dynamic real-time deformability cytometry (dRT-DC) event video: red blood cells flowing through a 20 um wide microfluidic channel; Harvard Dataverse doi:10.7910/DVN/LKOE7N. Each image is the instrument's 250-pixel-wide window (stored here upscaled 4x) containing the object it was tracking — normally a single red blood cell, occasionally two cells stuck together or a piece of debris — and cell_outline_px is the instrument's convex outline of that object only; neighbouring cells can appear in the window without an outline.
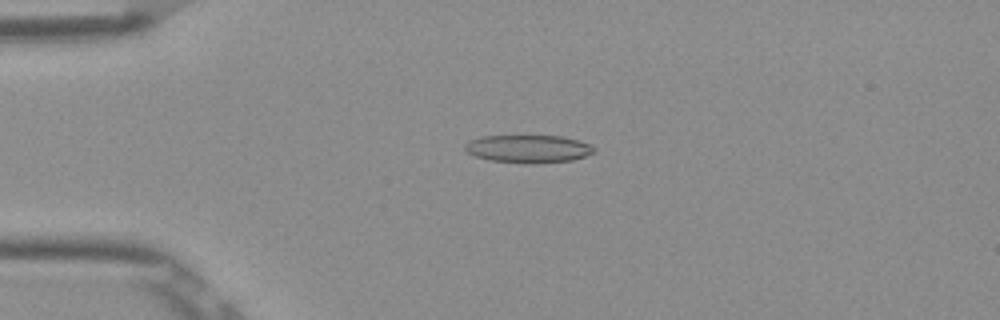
{"species": "Egyptian fruit bat (a non-hibernating species)", "species_latin": "Rousettus aegyptiacus", "temperature_condition": "room temperature", "stored_images_in_passage": 52, "camera_frame_rate_fps": 3000, "um_per_image_px": 0.085, "frame": {"image": 1, "passage_image": 12, "time_ms": 3.667, "image_size_px": [1000, 320], "cell_outline_px": [[596, 152], [572, 160], [492, 160], [476, 156], [468, 152], [464, 148], [464, 144], [468, 140], [480, 136], [564, 136], [580, 140], [596, 148]], "centroid_in_image_um": [44.9, 12.58], "position_along_channel_um": 40.1, "area_um2": 19.83}}
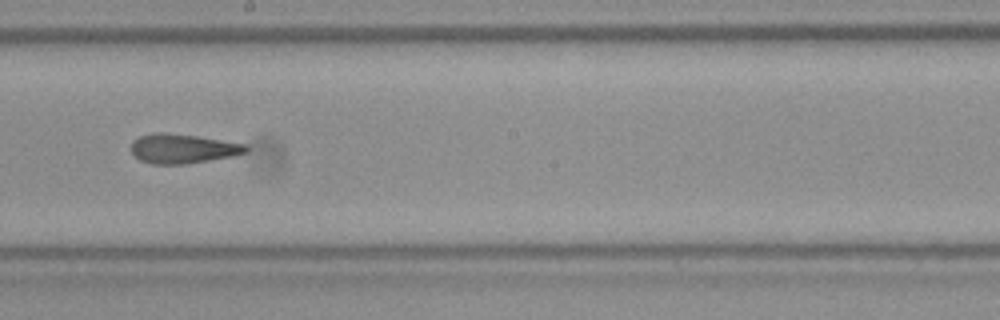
{"frame": {"image": 2, "passage_image": 29, "time_ms": 9.333, "image_size_px": [1000, 320], "cell_outline_px": [[248, 152], [236, 156], [184, 164], [152, 164], [140, 160], [132, 152], [132, 140], [140, 136], [152, 132], [168, 132], [196, 136], [248, 144]], "centroid_in_image_um": [15.57, 12.63], "position_along_channel_um": 232.6, "area_um2": 19.88}}
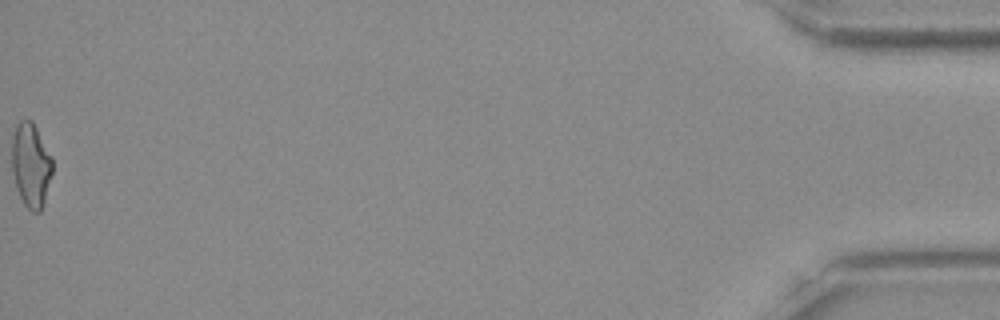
{"frame": {"image": 3, "passage_image": 52, "time_ms": 17.0, "image_size_px": [1000, 320], "cell_outline_px": [[52, 172], [44, 200], [40, 212], [32, 212], [24, 204], [16, 188], [12, 172], [12, 136], [16, 124], [20, 120], [32, 120], [52, 156]], "centroid_in_image_um": [2.61, 14.01], "position_along_channel_um": 432.6, "area_um2": 19.88}, "authors_computed_cell_mechanics": {"area_um2": 20.0566, "velocity_mm_per_s": 3.9063, "shape_relaxation_time_tau1_ms": 8.4663, "shape_relaxation_time_tau2_ms": 2.8344, "deformation_change_tau1": 0.2144, "deformation_change_tau2": 0.1404}}